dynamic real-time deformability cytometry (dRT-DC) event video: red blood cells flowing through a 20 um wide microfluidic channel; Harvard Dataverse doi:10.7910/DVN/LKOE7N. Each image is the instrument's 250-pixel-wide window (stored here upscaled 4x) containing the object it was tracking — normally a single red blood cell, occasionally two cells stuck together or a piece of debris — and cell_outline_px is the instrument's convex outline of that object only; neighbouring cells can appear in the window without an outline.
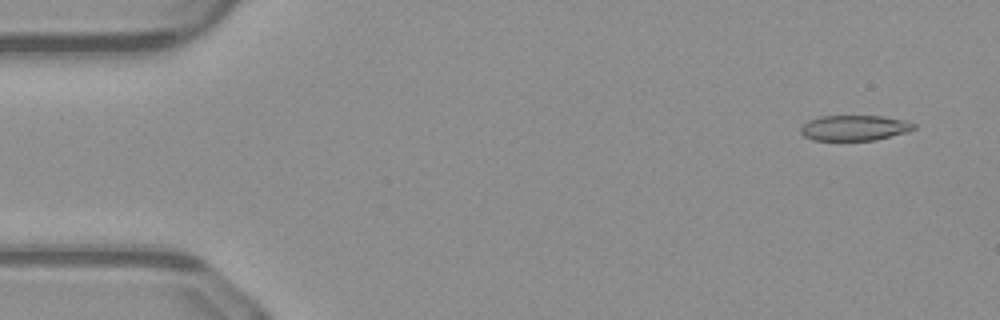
{"species": "common noctule bat (a hibernating species)", "species_latin": "Nyctalus noctula", "temperature_condition": "warm", "stored_images_in_passage": 50, "camera_frame_rate_fps": 3000, "um_per_image_px": 0.085, "animal": {"sex": "male", "body_mass_g": 23.1, "forearm_length_mm": 52.7}, "frame": {"image": 1, "passage_image": 3, "time_ms": 0.667, "image_size_px": [1000, 320], "cell_outline_px": [[916, 128], [904, 132], [876, 140], [812, 140], [804, 136], [800, 132], [800, 128], [808, 120], [820, 116], [884, 116], [904, 120], [916, 124]], "centroid_in_image_um": [72.6, 10.86], "position_along_channel_um": 12.4, "area_um2": 16.7}}
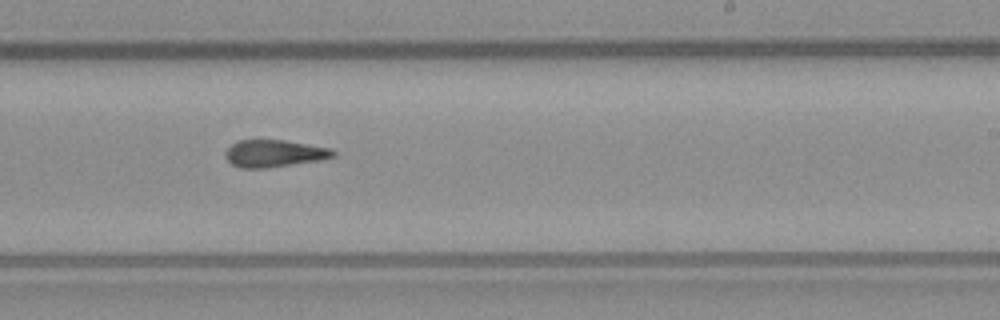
{"frame": {"image": 2, "passage_image": 30, "time_ms": 9.667, "image_size_px": [1000, 320], "cell_outline_px": [[336, 156], [320, 160], [264, 168], [240, 168], [232, 164], [224, 156], [224, 152], [232, 144], [240, 140], [284, 140], [332, 148], [336, 152]], "centroid_in_image_um": [23.32, 13.04], "position_along_channel_um": 265.7, "area_um2": 17.05}}
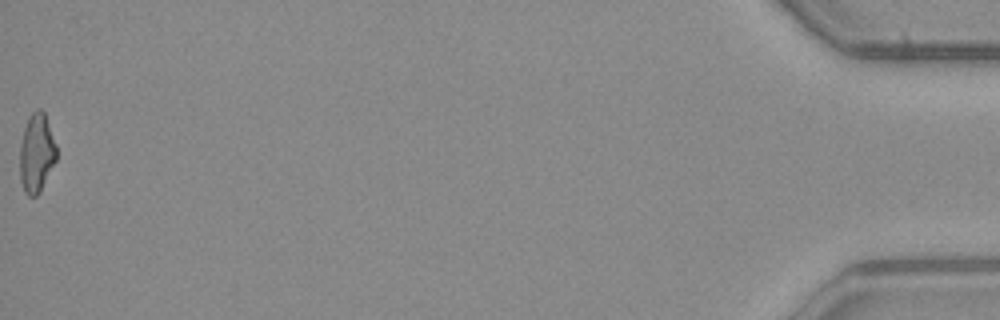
{"frame": {"image": 3, "passage_image": 50, "time_ms": 16.333, "image_size_px": [1000, 320], "cell_outline_px": [[56, 160], [40, 192], [36, 196], [28, 196], [24, 192], [20, 180], [20, 148], [24, 128], [28, 116], [36, 108], [40, 108], [44, 112], [56, 144]], "centroid_in_image_um": [3.1, 13.01], "position_along_channel_um": 432.1, "area_um2": 16.88}, "authors_computed_cell_mechanics": {"area_um2": 17.5712, "velocity_mm_per_s": 4.1462, "shape_relaxation_time_tau1_ms": null, "shape_relaxation_time_tau2_ms": 3.0235, "deformation_change_tau1": null, "deformation_change_tau2": 0.1156}}